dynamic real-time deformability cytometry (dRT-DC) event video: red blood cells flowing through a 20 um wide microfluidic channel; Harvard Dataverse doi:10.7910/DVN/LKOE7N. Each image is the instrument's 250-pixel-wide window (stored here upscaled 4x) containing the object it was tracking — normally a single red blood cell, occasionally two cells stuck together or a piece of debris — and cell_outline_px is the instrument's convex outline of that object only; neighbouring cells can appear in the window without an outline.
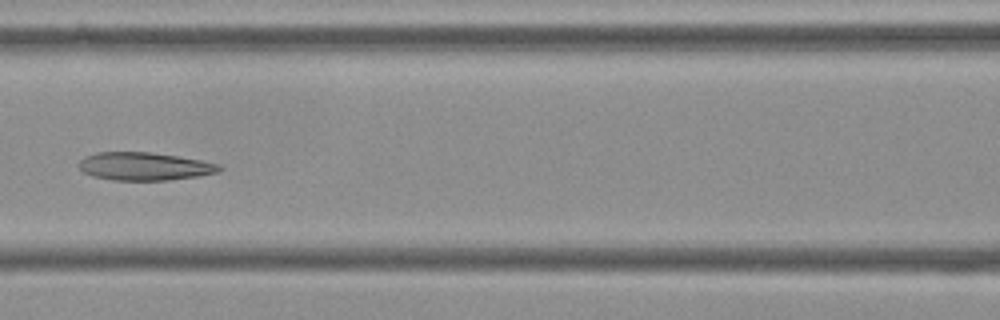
{"species": "Egyptian fruit bat (a non-hibernating species)", "species_latin": "Rousettus aegyptiacus", "temperature_condition": "cold", "stored_images_in_passage": 10, "segment_of_instrument_passage": [1, 2], "camera_frame_rate_fps": 3000, "um_per_image_px": 0.085, "frame": {"image": 1, "passage_image": 9, "time_ms": 2.667, "image_size_px": [1000, 320], "cell_outline_px": [[224, 168], [216, 172], [200, 176], [168, 180], [112, 180], [92, 176], [84, 172], [76, 164], [84, 156], [96, 152], [152, 152], [200, 160], [220, 164]], "centroid_in_image_um": [12.25, 14.13], "position_along_channel_um": 154.3, "area_um2": 23.0}}